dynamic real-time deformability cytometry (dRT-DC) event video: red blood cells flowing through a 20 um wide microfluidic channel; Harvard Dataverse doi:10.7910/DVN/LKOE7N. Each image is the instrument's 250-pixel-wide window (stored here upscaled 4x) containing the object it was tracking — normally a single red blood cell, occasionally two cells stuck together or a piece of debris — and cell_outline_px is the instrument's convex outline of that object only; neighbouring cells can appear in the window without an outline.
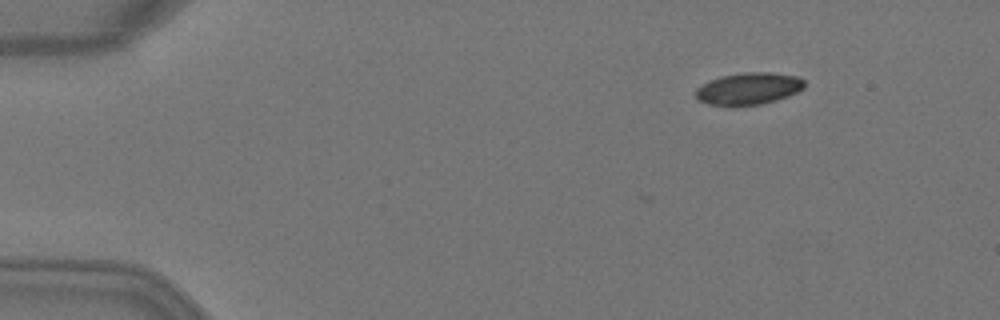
{"species": "Egyptian fruit bat (a non-hibernating species)", "species_latin": "Rousettus aegyptiacus", "temperature_condition": "warm", "stored_images_in_passage": 4, "camera_frame_rate_fps": 3000, "um_per_image_px": 0.085, "animal": {"sex": "female"}, "frame": {"image": 1, "passage_image": 2, "time_ms": 0.333, "image_size_px": [1000, 320], "cell_outline_px": [[804, 88], [788, 96], [776, 100], [760, 104], [708, 104], [700, 100], [696, 96], [696, 88], [720, 76], [744, 72], [772, 72], [796, 76], [804, 80]], "centroid_in_image_um": [63.67, 7.5], "position_along_channel_um": 21.3, "area_um2": 19.77}}